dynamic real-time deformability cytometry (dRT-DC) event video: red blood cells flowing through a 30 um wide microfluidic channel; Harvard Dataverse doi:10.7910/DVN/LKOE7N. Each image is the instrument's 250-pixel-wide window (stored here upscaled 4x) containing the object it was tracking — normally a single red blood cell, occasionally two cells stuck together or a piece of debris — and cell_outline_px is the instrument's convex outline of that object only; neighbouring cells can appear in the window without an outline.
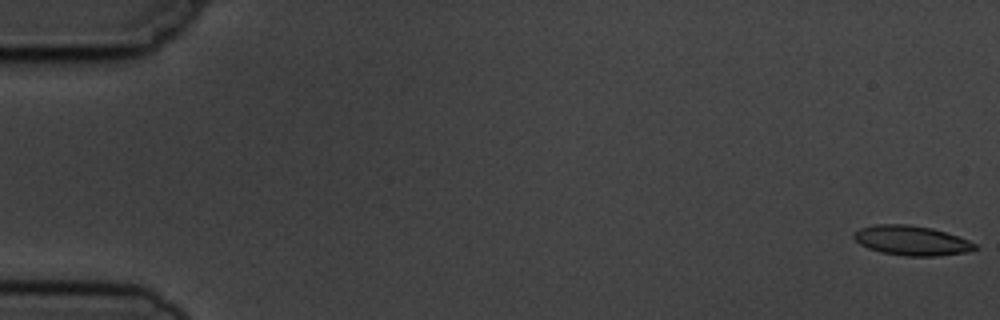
{"species": "common noctule bat (a hibernating species)", "species_latin": "Nyctalus noctula", "temperature_condition": "cold", "stored_images_in_passage": 5, "camera_frame_rate_fps": 3000, "um_per_image_px": 0.085, "animal": {"sex": "male", "body_mass_g": 19.5, "forearm_length_mm": 54.6}, "frame": {"image": 1, "passage_image": 1, "time_ms": 0.0, "image_size_px": [1000, 320], "cell_outline_px": [[976, 248], [968, 252], [936, 256], [904, 256], [880, 252], [868, 248], [860, 244], [852, 236], [860, 228], [876, 224], [908, 224], [932, 228], [968, 240], [976, 244]], "centroid_in_image_um": [77.46, 20.45], "position_along_channel_um": 7.5, "area_um2": 20.81}}